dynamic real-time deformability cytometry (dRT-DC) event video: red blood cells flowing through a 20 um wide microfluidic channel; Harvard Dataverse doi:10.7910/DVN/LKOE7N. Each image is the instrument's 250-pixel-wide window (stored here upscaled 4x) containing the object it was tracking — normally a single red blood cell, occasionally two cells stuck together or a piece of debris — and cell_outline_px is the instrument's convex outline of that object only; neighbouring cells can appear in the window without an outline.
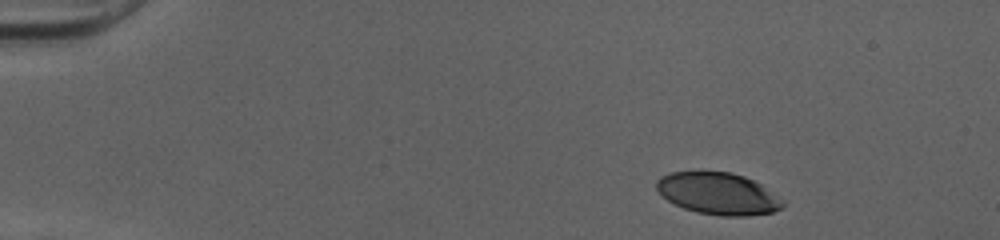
{"species": "human", "species_latin": "Homo sapiens", "temperature_condition": "cold", "stored_images_in_passage": 39, "camera_frame_rate_fps": 3000, "um_per_image_px": 0.085, "donor": {"sex": "female"}, "frame": {"image": 1, "passage_image": 1, "time_ms": 0.0, "image_size_px": [1000, 240], "cell_outline_px": [[784, 204], [780, 208], [772, 212], [748, 216], [720, 216], [696, 212], [684, 208], [668, 200], [656, 188], [656, 180], [660, 176], [672, 172], [728, 172], [744, 176], [760, 184]], "centroid_in_image_um": [60.98, 16.46], "position_along_channel_um": 24.0, "area_um2": 30.23}}
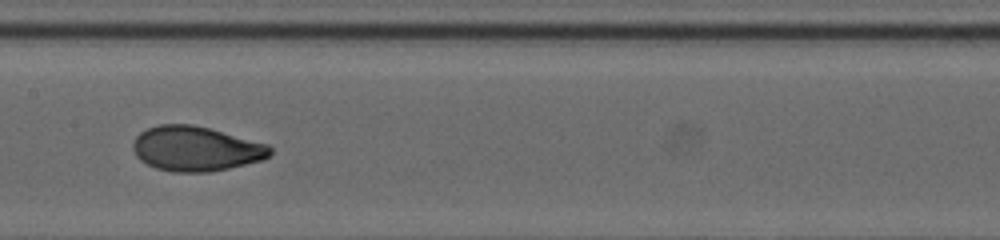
{"frame": {"image": 2, "passage_image": 21, "time_ms": 6.667, "image_size_px": [1000, 240], "cell_outline_px": [[272, 152], [264, 160], [228, 168], [208, 172], [172, 172], [156, 168], [140, 160], [136, 156], [132, 148], [132, 144], [136, 136], [140, 132], [148, 128], [160, 124], [192, 124], [208, 128], [268, 144], [272, 148]], "centroid_in_image_um": [16.63, 12.64], "position_along_channel_um": 190.8, "area_um2": 35.78}}
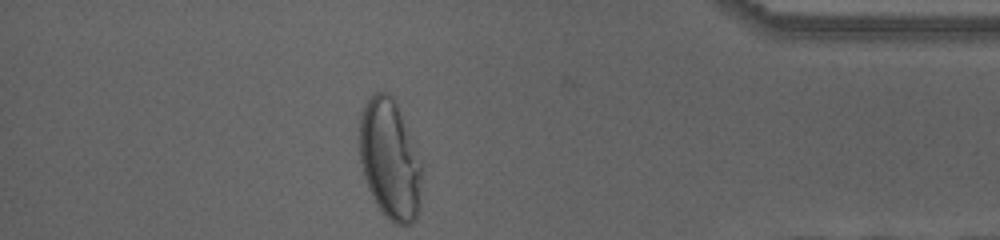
{"frame": {"image": 3, "passage_image": 39, "time_ms": 12.667, "image_size_px": [1000, 240], "cell_outline_px": [[424, 172], [420, 204], [416, 220], [412, 224], [392, 224], [384, 216], [376, 204], [368, 188], [364, 176], [360, 160], [360, 112], [364, 104], [376, 92], [388, 92], [392, 96], [396, 104], [424, 168]], "centroid_in_image_um": [33.16, 13.62], "position_along_channel_um": 402.0, "area_um2": 43.93}, "authors_computed_cell_mechanics": {"area_um2": 35.258, "velocity_mm_per_s": 4.0294, "shape_relaxation_time_tau1_ms": 3.8535, "shape_relaxation_time_tau2_ms": 0.6864, "deformation_change_tau1": 0.1968, "deformation_change_tau2": 0.049}}